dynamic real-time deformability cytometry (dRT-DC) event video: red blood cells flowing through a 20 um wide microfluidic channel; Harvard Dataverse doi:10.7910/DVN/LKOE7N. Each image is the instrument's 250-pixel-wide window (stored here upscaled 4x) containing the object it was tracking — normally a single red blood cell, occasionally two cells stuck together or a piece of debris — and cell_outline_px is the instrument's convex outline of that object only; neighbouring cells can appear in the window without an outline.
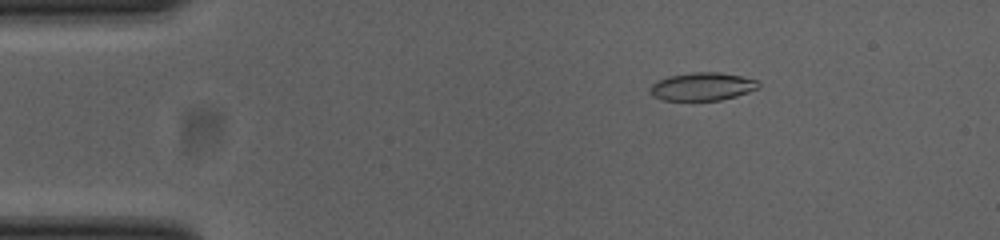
{"species": "common noctule bat (a hibernating species)", "species_latin": "Nyctalus noctula", "temperature_condition": "cold", "stored_images_in_passage": 52, "camera_frame_rate_fps": 3000, "um_per_image_px": 0.085, "animal": {"sex": "female", "body_mass_g": 23.0, "forearm_length_mm": 53.4}, "frame": {"image": 1, "passage_image": 8, "time_ms": 2.333, "image_size_px": [1000, 240], "cell_outline_px": [[760, 88], [736, 96], [720, 100], [664, 100], [652, 96], [648, 92], [652, 84], [656, 80], [668, 76], [692, 72], [720, 72], [740, 76], [756, 80], [760, 84]], "centroid_in_image_um": [59.67, 7.35], "position_along_channel_um": 25.3, "area_um2": 17.8}}
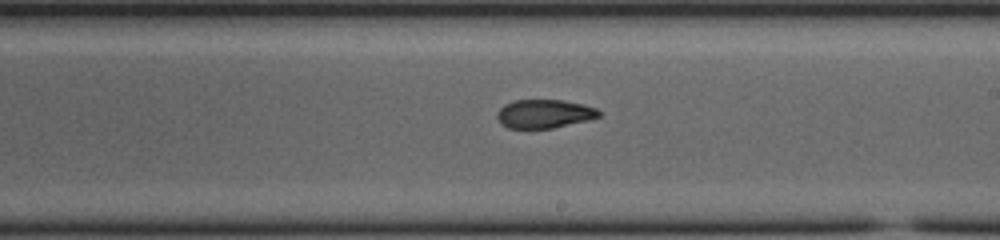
{"frame": {"image": 2, "passage_image": 30, "time_ms": 9.667, "image_size_px": [1000, 240], "cell_outline_px": [[600, 116], [588, 120], [552, 128], [508, 128], [500, 124], [496, 116], [496, 112], [504, 104], [516, 100], [560, 100], [584, 104], [596, 108], [600, 112]], "centroid_in_image_um": [46.23, 9.67], "position_along_channel_um": 242.8, "area_um2": 16.99}}
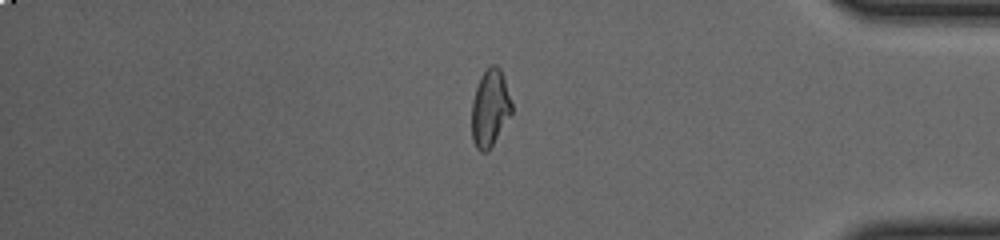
{"frame": {"image": 3, "passage_image": 44, "time_ms": 14.333, "image_size_px": [1000, 240], "cell_outline_px": [[512, 112], [492, 144], [484, 152], [480, 152], [476, 148], [472, 140], [472, 100], [480, 76], [492, 64], [496, 64], [500, 68], [504, 76], [512, 104]], "centroid_in_image_um": [41.64, 9.15], "position_along_channel_um": 393.6, "area_um2": 17.74}, "authors_computed_cell_mechanics": {"area_um2": 18.0336, "velocity_mm_per_s": 3.8621, "shape_relaxation_time_tau1_ms": null, "shape_relaxation_time_tau2_ms": 2.3815, "deformation_change_tau1": null, "deformation_change_tau2": 0.0854}}